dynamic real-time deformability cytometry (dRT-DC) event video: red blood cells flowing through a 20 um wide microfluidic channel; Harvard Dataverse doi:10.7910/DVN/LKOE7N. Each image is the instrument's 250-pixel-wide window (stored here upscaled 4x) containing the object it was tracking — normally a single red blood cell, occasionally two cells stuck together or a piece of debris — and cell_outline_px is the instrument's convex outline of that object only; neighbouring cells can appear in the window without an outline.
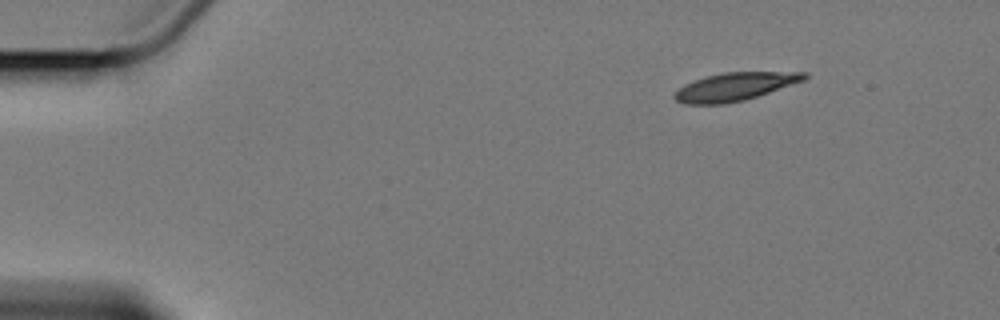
{"species": "Egyptian fruit bat (a non-hibernating species)", "species_latin": "Rousettus aegyptiacus", "temperature_condition": "cold", "stored_images_in_passage": 3, "camera_frame_rate_fps": 3000, "um_per_image_px": 0.085, "animal": {"sex": "female"}, "frame": {"image": 1, "passage_image": 1, "time_ms": 0.0, "image_size_px": [1000, 320], "cell_outline_px": [[808, 76], [804, 80], [744, 100], [724, 104], [684, 104], [676, 100], [672, 96], [684, 84], [708, 76], [724, 72], [808, 72]], "centroid_in_image_um": [62.44, 7.37], "position_along_channel_um": 22.6, "area_um2": 20.87}}
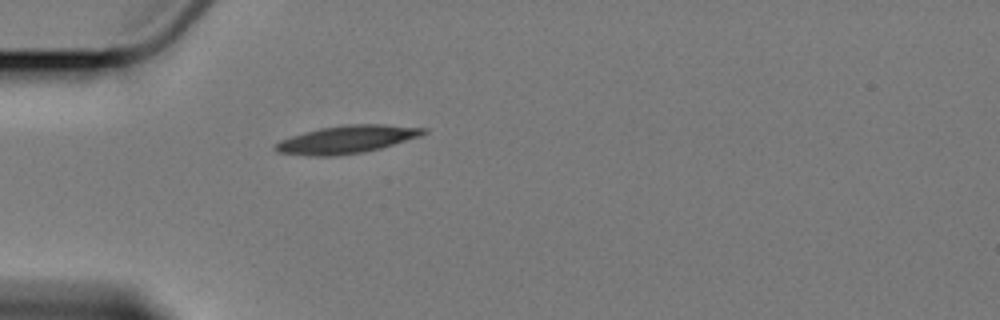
{"frame": {"image": 2, "passage_image": 3, "time_ms": 3.333, "image_size_px": [1000, 320], "cell_outline_px": [[428, 132], [420, 136], [380, 148], [364, 152], [332, 156], [316, 156], [276, 152], [272, 148], [280, 140], [304, 132], [320, 128], [348, 124], [384, 124], [428, 128]], "centroid_in_image_um": [29.49, 11.84], "position_along_channel_um": 55.5, "area_um2": 23.87}}